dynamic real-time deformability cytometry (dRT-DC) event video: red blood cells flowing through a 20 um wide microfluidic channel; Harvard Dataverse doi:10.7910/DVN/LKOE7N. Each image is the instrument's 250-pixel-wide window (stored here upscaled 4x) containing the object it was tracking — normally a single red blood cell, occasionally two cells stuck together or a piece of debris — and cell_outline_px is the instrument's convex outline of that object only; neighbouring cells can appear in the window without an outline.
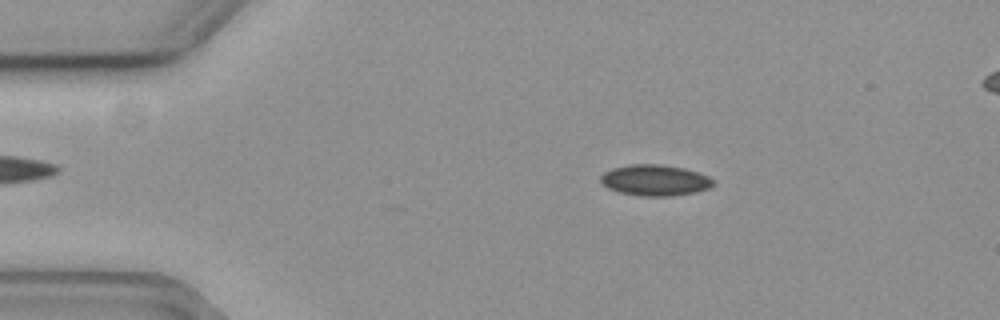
{"species": "common noctule bat (a hibernating species)", "species_latin": "Nyctalus noctula", "temperature_condition": "cold", "stored_images_in_passage": 45, "camera_frame_rate_fps": 3000, "um_per_image_px": 0.085, "animal": {"sex": "female", "body_mass_g": 19.3, "forearm_length_mm": 54.1}, "frame": {"image": 1, "passage_image": 4, "time_ms": 1.0, "image_size_px": [1000, 320], "cell_outline_px": [[716, 184], [708, 188], [696, 192], [668, 196], [640, 196], [620, 192], [608, 188], [600, 180], [600, 176], [604, 172], [612, 168], [632, 164], [660, 164], [684, 168], [708, 176], [716, 180]], "centroid_in_image_um": [55.69, 15.32], "position_along_channel_um": 29.3, "area_um2": 20.35}}
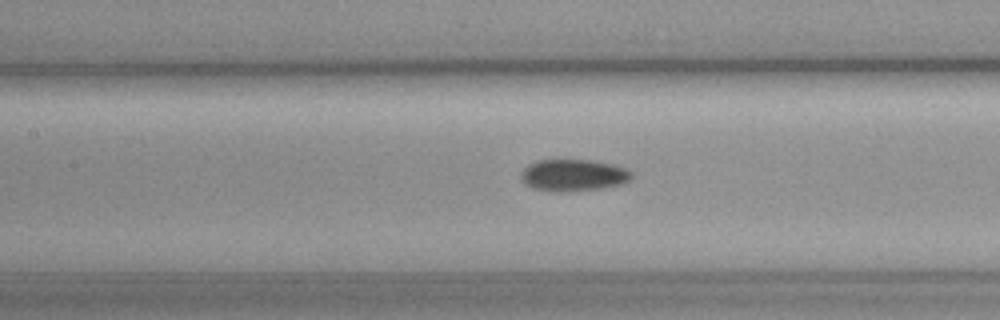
{"frame": {"image": 2, "passage_image": 19, "time_ms": 6.0, "image_size_px": [1000, 320], "cell_outline_px": [[632, 176], [628, 180], [620, 184], [604, 188], [568, 192], [552, 192], [532, 188], [524, 184], [520, 176], [520, 172], [528, 164], [536, 160], [596, 160], [616, 164], [632, 172]], "centroid_in_image_um": [48.7, 14.89], "position_along_channel_um": 158.7, "area_um2": 20.92}}
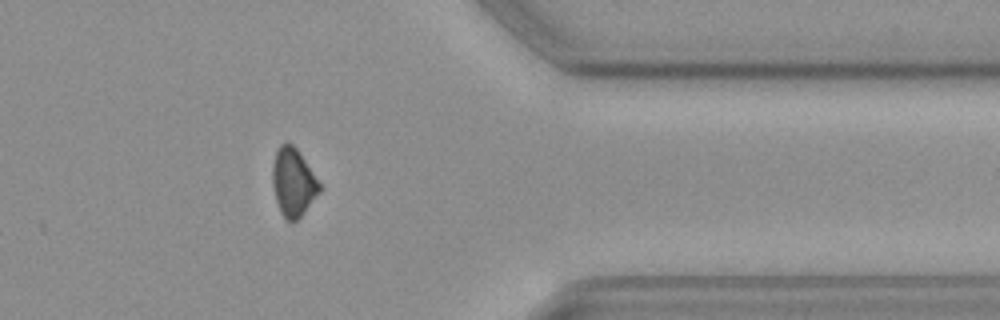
{"frame": {"image": 3, "passage_image": 39, "time_ms": 12.667, "image_size_px": [1000, 320], "cell_outline_px": [[324, 188], [304, 212], [296, 220], [288, 220], [280, 212], [276, 200], [272, 184], [272, 164], [276, 148], [280, 144], [292, 144], [296, 148]], "centroid_in_image_um": [24.93, 15.48], "position_along_channel_um": 386.5, "area_um2": 18.67}}